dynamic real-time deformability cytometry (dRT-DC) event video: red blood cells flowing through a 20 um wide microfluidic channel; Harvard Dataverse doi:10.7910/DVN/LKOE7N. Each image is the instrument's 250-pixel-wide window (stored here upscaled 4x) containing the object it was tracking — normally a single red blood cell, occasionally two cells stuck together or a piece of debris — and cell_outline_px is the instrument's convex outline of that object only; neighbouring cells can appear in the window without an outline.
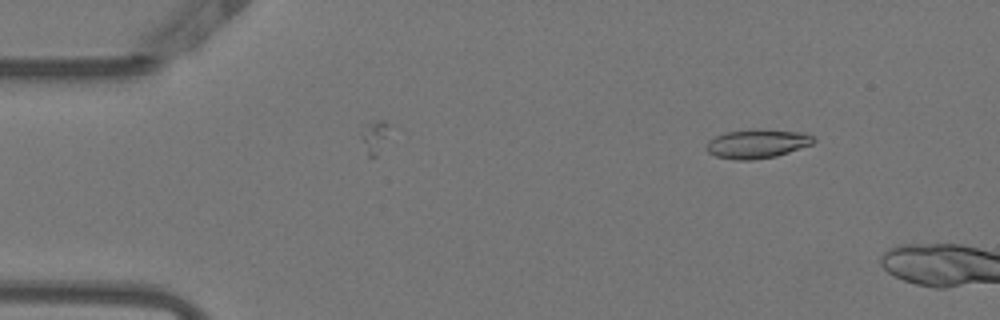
{"species": "Egyptian fruit bat (a non-hibernating species)", "species_latin": "Rousettus aegyptiacus", "temperature_condition": "warm", "stored_images_in_passage": 8, "camera_frame_rate_fps": 3000, "um_per_image_px": 0.085, "animal": {"sex": "female"}, "frame": {"image": 1, "passage_image": 6, "time_ms": 1.667, "image_size_px": [1000, 320], "cell_outline_px": [[816, 140], [812, 144], [776, 156], [752, 160], [736, 160], [716, 156], [708, 152], [704, 148], [708, 140], [724, 132], [752, 128], [760, 128], [800, 132], [812, 136]], "centroid_in_image_um": [64.31, 12.2], "position_along_channel_um": 20.7, "area_um2": 18.32}}